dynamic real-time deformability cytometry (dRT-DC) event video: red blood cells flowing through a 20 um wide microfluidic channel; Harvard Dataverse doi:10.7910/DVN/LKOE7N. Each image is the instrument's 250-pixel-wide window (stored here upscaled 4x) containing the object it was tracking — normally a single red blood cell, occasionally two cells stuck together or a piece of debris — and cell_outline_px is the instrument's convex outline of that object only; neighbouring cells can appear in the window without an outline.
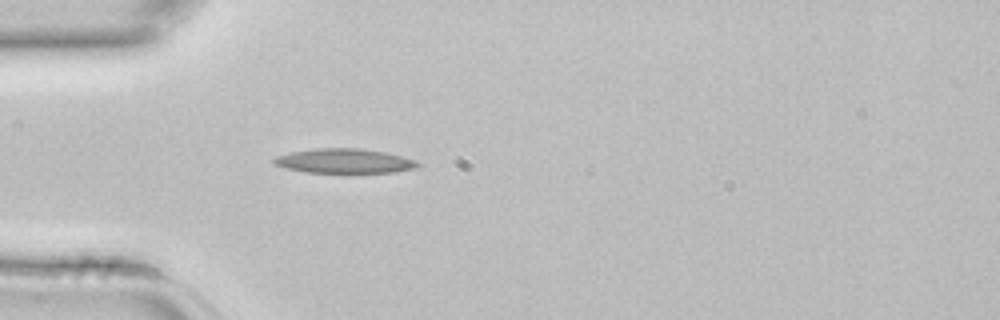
{"species": "common noctule bat (a hibernating species)", "species_latin": "Nyctalus noctula", "temperature_condition": "room temperature", "stored_images_in_passage": 1, "camera_frame_rate_fps": 3000, "um_per_image_px": 0.085, "animal": {"sex": "female", "body_mass_g": 22.7, "forearm_length_mm": 54.2}, "frame": {"image": 1, "passage_image": 1, "time_ms": 0.0, "image_size_px": [1000, 320], "cell_outline_px": [[420, 164], [416, 168], [392, 172], [304, 172], [284, 168], [272, 164], [272, 160], [276, 156], [292, 152], [316, 148], [356, 148], [384, 152], [416, 160]], "centroid_in_image_um": [29.21, 13.68], "position_along_channel_um": 55.8, "area_um2": 20.35}}